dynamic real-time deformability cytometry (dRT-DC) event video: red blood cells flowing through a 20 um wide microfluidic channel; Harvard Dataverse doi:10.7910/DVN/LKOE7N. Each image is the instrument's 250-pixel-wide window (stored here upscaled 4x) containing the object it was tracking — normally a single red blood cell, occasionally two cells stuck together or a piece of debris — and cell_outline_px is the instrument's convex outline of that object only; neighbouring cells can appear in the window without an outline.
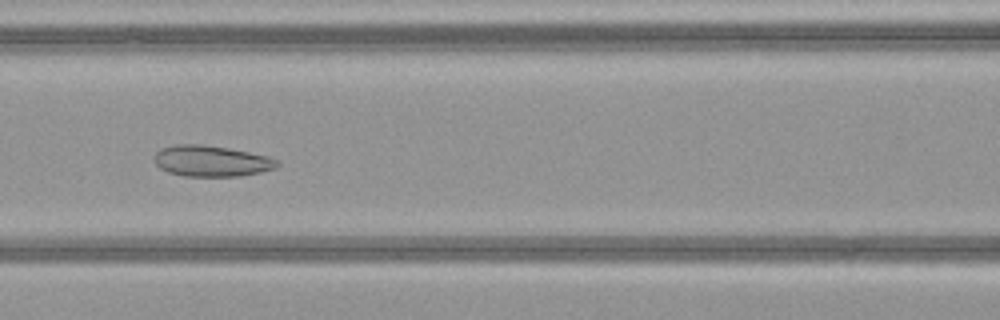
{"species": "common noctule bat (a hibernating species)", "species_latin": "Nyctalus noctula", "temperature_condition": "warm", "stored_images_in_passage": 52, "camera_frame_rate_fps": 3000, "um_per_image_px": 0.085, "animal": {"sex": "female", "body_mass_g": 21.9}, "frame": {"image": 1, "passage_image": 23, "time_ms": 7.333, "image_size_px": [1000, 320], "cell_outline_px": [[280, 164], [276, 168], [260, 172], [240, 176], [184, 176], [168, 172], [160, 168], [156, 164], [152, 156], [160, 148], [176, 144], [204, 144], [228, 148], [268, 156], [276, 160]], "centroid_in_image_um": [17.93, 13.68], "position_along_channel_um": 148.7, "area_um2": 22.31}}
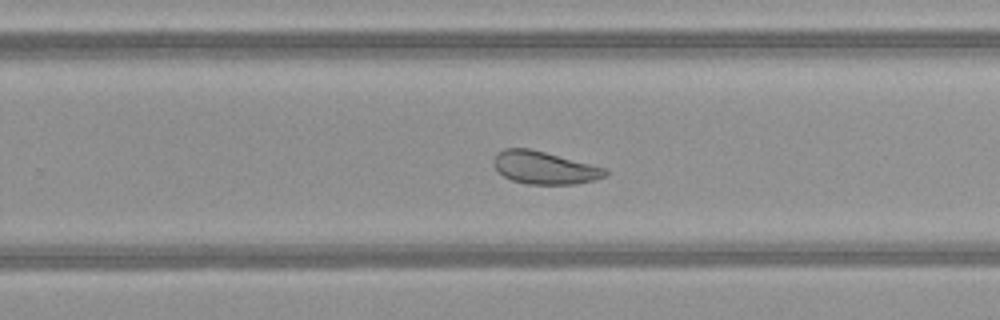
{"frame": {"image": 2, "passage_image": 33, "time_ms": 10.667, "image_size_px": [1000, 320], "cell_outline_px": [[608, 172], [604, 176], [592, 180], [576, 184], [528, 184], [512, 180], [504, 176], [492, 164], [492, 160], [496, 152], [504, 148], [528, 148], [608, 168]], "centroid_in_image_um": [46.25, 14.24], "position_along_channel_um": 283.6, "area_um2": 21.21}}
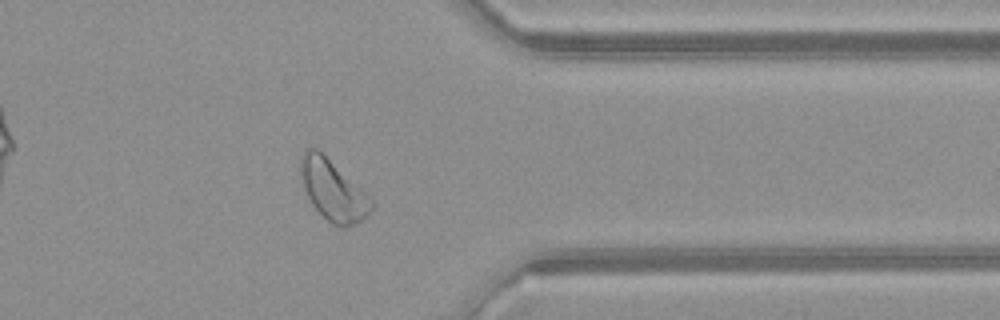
{"frame": {"image": 3, "passage_image": 41, "time_ms": 13.333, "image_size_px": [1000, 320], "cell_outline_px": [[372, 208], [356, 224], [344, 228], [340, 228], [332, 224], [312, 204], [304, 188], [300, 172], [300, 156], [308, 148], [316, 148], [364, 192], [372, 200]], "centroid_in_image_um": [28.26, 16.19], "position_along_channel_um": 383.1, "area_um2": 24.04}, "authors_computed_cell_mechanics": {"area_um2": 27.0793, "velocity_mm_per_s": 4.0601, "shape_relaxation_time_tau1_ms": null, "shape_relaxation_time_tau2_ms": 4.4767, "deformation_change_tau1": null, "deformation_change_tau2": 0.1151}}